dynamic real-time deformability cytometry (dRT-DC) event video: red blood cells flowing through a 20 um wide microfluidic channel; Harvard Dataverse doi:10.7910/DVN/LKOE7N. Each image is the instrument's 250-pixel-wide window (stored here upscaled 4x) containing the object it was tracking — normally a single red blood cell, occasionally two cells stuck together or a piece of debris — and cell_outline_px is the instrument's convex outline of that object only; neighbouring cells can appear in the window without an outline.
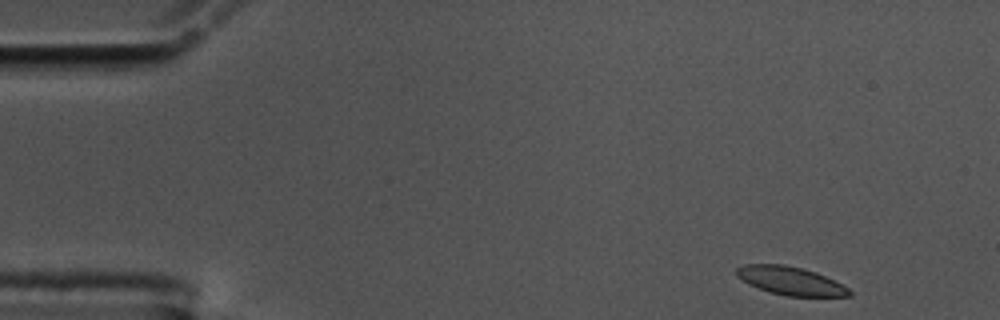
{"species": "common noctule bat (a hibernating species)", "species_latin": "Nyctalus noctula", "temperature_condition": "cold", "stored_images_in_passage": 26, "camera_frame_rate_fps": 3000, "um_per_image_px": 0.085, "animal": {"sex": "male", "body_mass_g": 17.5, "forearm_length_mm": 52.3}, "frame": {"image": 1, "passage_image": 1, "time_ms": 0.0, "image_size_px": [1000, 320], "cell_outline_px": [[852, 296], [788, 296], [768, 292], [748, 284], [736, 276], [736, 268], [744, 264], [784, 264], [804, 268], [816, 272], [848, 288], [852, 292]], "centroid_in_image_um": [67.15, 23.86], "position_along_channel_um": 17.8, "area_um2": 18.61}}
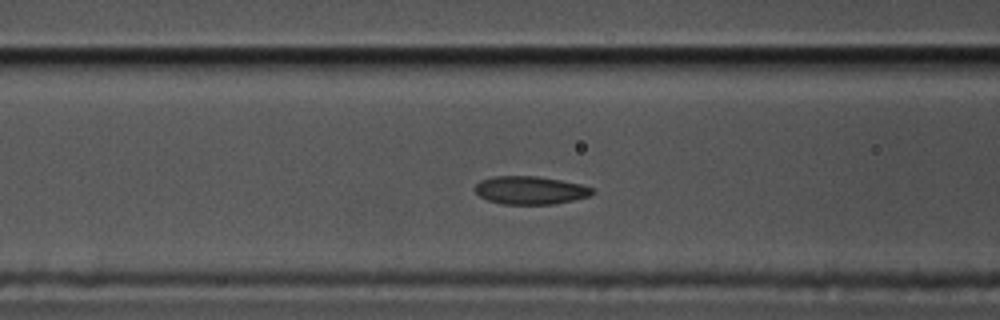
{"frame": {"image": 2, "passage_image": 18, "time_ms": 5.667, "image_size_px": [1000, 320], "cell_outline_px": [[596, 192], [588, 196], [572, 200], [552, 204], [500, 204], [488, 200], [480, 196], [472, 188], [480, 180], [492, 176], [536, 176], [560, 180], [580, 184], [592, 188]], "centroid_in_image_um": [45.03, 16.16], "position_along_channel_um": 121.6, "area_um2": 19.19}}
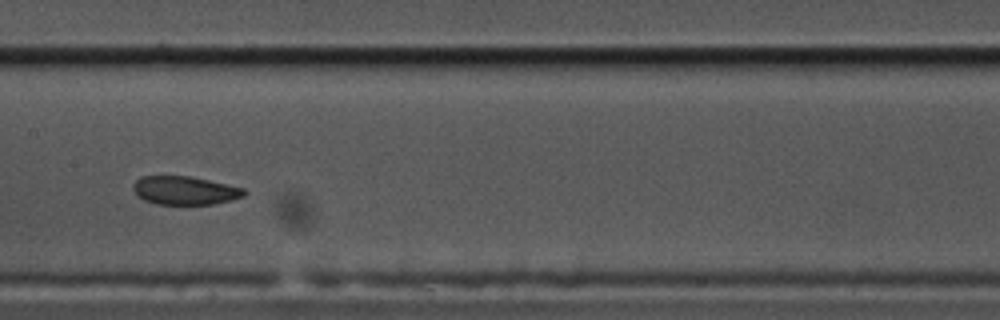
{"frame": {"image": 3, "passage_image": 24, "time_ms": 7.667, "image_size_px": [1000, 320], "cell_outline_px": [[248, 192], [244, 196], [212, 204], [156, 204], [144, 200], [136, 196], [132, 188], [132, 184], [140, 176], [192, 176], [244, 188]], "centroid_in_image_um": [15.67, 16.18], "position_along_channel_um": 191.7, "area_um2": 18.5}}